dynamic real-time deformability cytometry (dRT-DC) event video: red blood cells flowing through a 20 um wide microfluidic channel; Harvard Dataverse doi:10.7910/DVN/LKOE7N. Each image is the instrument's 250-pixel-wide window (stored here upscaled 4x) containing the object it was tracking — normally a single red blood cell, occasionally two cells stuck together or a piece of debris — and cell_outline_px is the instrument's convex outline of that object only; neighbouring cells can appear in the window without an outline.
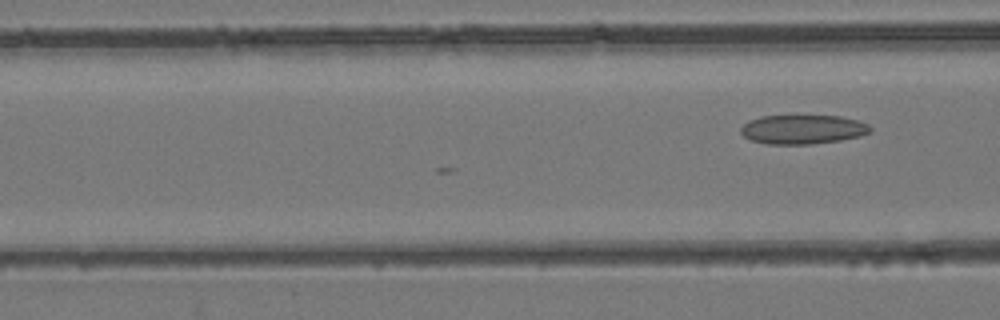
{"species": "common noctule bat (a hibernating species)", "species_latin": "Nyctalus noctula", "temperature_condition": "room temperature", "stored_images_in_passage": 18, "camera_frame_rate_fps": 3000, "um_per_image_px": 0.085, "animal": {"sex": "female", "body_mass_g": 24.6, "forearm_length_mm": 56.2}, "frame": {"image": 1, "passage_image": 18, "time_ms": 5.667, "image_size_px": [1000, 320], "cell_outline_px": [[872, 132], [860, 136], [840, 140], [808, 144], [764, 144], [752, 140], [744, 136], [740, 132], [740, 128], [748, 120], [760, 116], [840, 116], [856, 120], [868, 124], [872, 128]], "centroid_in_image_um": [68.22, 11.0], "position_along_channel_um": 98.4, "area_um2": 22.02}}